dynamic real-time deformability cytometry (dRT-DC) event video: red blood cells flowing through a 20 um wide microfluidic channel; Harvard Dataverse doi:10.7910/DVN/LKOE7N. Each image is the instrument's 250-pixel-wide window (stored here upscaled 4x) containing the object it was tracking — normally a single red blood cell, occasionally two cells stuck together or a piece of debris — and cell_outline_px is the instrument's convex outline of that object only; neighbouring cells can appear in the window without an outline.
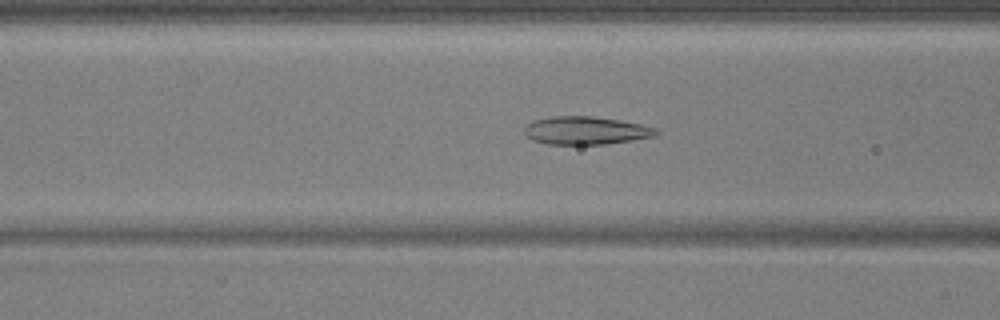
{"species": "common noctule bat (a hibernating species)", "species_latin": "Nyctalus noctula", "temperature_condition": "warm", "stored_images_in_passage": 48, "camera_frame_rate_fps": 3000, "um_per_image_px": 0.085, "animal": {"sex": "male", "body_mass_g": 17.9, "forearm_length_mm": 54.2}, "frame": {"image": 1, "passage_image": 16, "time_ms": 5.0, "image_size_px": [1000, 320], "cell_outline_px": [[660, 132], [656, 136], [632, 140], [604, 144], [548, 144], [532, 140], [524, 136], [524, 128], [532, 120], [552, 116], [592, 116], [620, 120], [640, 124], [656, 128]], "centroid_in_image_um": [49.77, 11.09], "position_along_channel_um": 116.8, "area_um2": 21.62}}
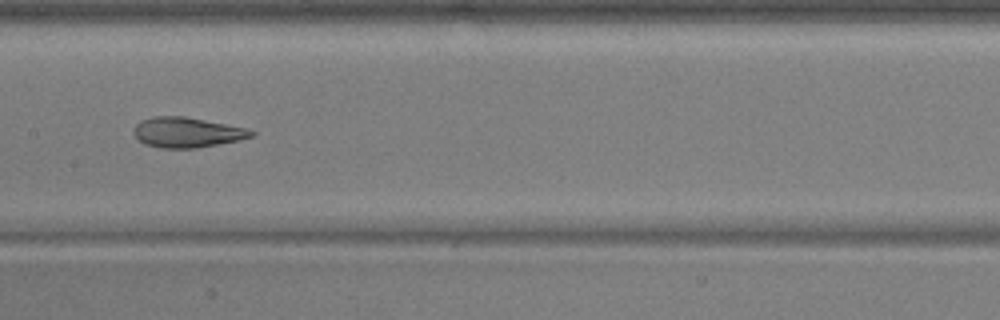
{"frame": {"image": 2, "passage_image": 22, "time_ms": 7.0, "image_size_px": [1000, 320], "cell_outline_px": [[256, 136], [240, 140], [196, 148], [160, 148], [144, 144], [132, 132], [136, 124], [140, 120], [152, 116], [184, 116], [248, 128], [256, 132]], "centroid_in_image_um": [15.91, 11.25], "position_along_channel_um": 191.5, "area_um2": 20.87}}
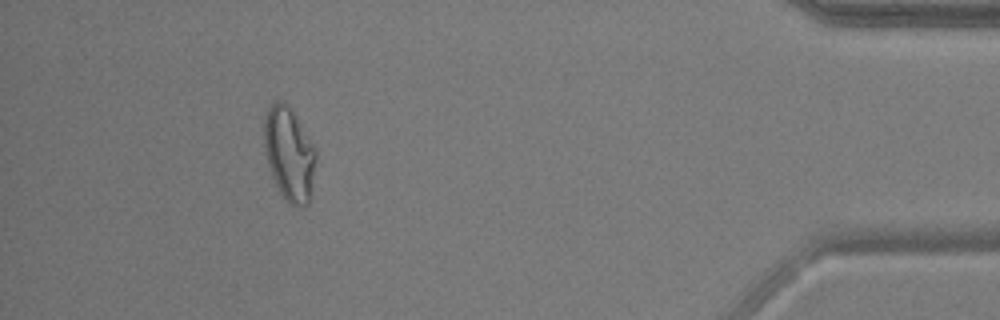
{"frame": {"image": 3, "passage_image": 44, "time_ms": 14.333, "image_size_px": [1000, 320], "cell_outline_px": [[316, 160], [308, 204], [304, 208], [300, 208], [288, 204], [280, 192], [272, 176], [268, 164], [264, 144], [264, 120], [268, 108], [272, 100], [284, 100], [316, 148]], "centroid_in_image_um": [24.57, 13.09], "position_along_channel_um": 410.6, "area_um2": 28.15}, "authors_computed_cell_mechanics": {"area_um2": 22.7443, "velocity_mm_per_s": 3.7145, "shape_relaxation_time_tau1_ms": 9.6216, "shape_relaxation_time_tau2_ms": 1.8893, "deformation_change_tau1": 0.238, "deformation_change_tau2": 0.0772}}